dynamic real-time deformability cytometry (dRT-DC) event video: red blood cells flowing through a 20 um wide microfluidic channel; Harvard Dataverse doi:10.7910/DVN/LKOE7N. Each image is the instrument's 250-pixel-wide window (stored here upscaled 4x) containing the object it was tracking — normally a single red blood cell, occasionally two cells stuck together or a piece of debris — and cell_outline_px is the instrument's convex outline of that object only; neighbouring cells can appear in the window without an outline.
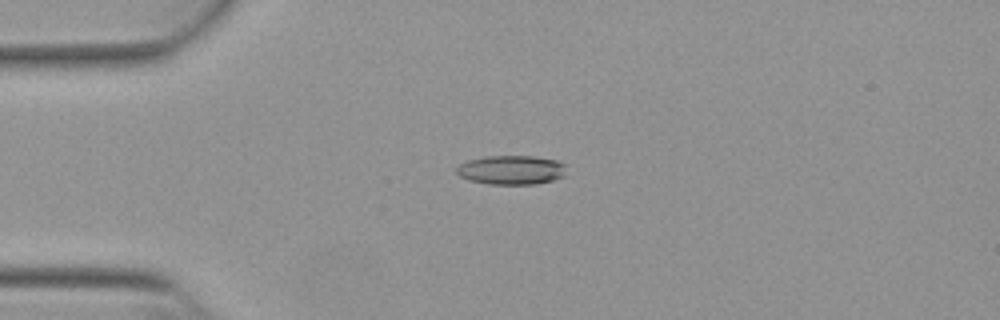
{"species": "Egyptian fruit bat (a non-hibernating species)", "species_latin": "Rousettus aegyptiacus", "temperature_condition": "warm", "stored_images_in_passage": 53, "camera_frame_rate_fps": 3000, "um_per_image_px": 0.085, "animal": {"sex": "female"}, "frame": {"image": 1, "passage_image": 13, "time_ms": 4.0, "image_size_px": [1000, 320], "cell_outline_px": [[568, 164], [564, 176], [552, 180], [536, 184], [488, 184], [468, 180], [460, 176], [456, 172], [456, 168], [460, 164], [468, 160], [484, 156], [532, 156], [556, 160]], "centroid_in_image_um": [43.48, 14.44], "position_along_channel_um": 41.5, "area_um2": 18.84}}
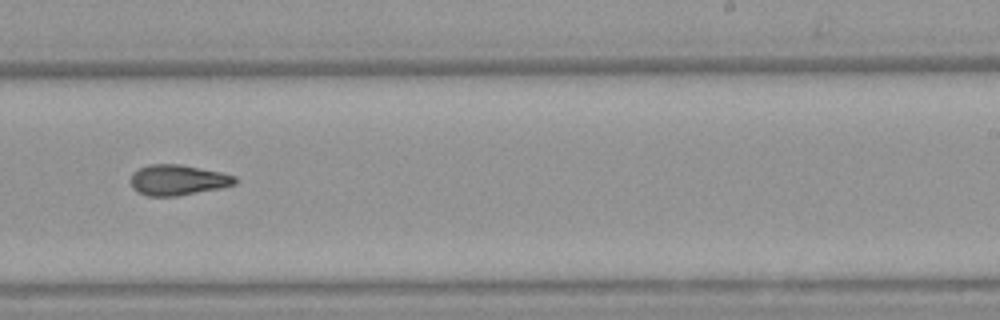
{"frame": {"image": 2, "passage_image": 33, "time_ms": 10.667, "image_size_px": [1000, 320], "cell_outline_px": [[240, 180], [236, 184], [220, 188], [176, 196], [148, 196], [136, 192], [132, 188], [132, 172], [148, 164], [180, 164], [220, 172], [236, 176]], "centroid_in_image_um": [15.13, 15.3], "position_along_channel_um": 273.9, "area_um2": 18.61}}
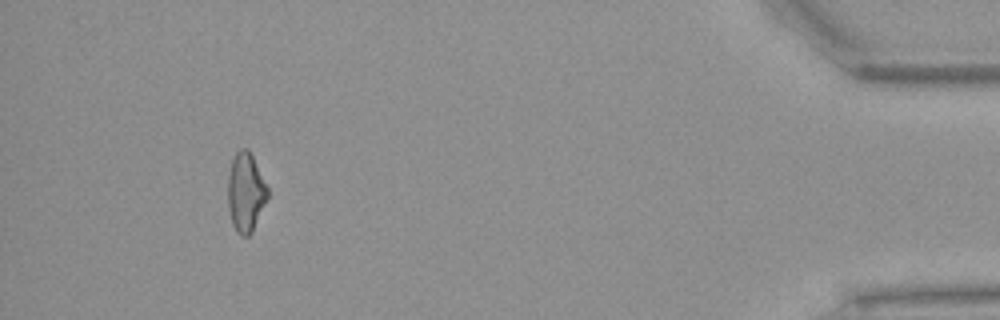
{"frame": {"image": 3, "passage_image": 49, "time_ms": 16.0, "image_size_px": [1000, 320], "cell_outline_px": [[268, 196], [252, 232], [248, 236], [240, 236], [236, 232], [232, 224], [228, 208], [228, 176], [232, 160], [236, 152], [240, 148], [248, 148], [268, 188]], "centroid_in_image_um": [20.87, 16.36], "position_along_channel_um": 414.3, "area_um2": 18.21}, "authors_computed_cell_mechanics": {"area_um2": 18.6116, "velocity_mm_per_s": 3.8803, "shape_relaxation_time_tau1_ms": null, "shape_relaxation_time_tau2_ms": 5.9344, "deformation_change_tau1": null, "deformation_change_tau2": 0.1626}}